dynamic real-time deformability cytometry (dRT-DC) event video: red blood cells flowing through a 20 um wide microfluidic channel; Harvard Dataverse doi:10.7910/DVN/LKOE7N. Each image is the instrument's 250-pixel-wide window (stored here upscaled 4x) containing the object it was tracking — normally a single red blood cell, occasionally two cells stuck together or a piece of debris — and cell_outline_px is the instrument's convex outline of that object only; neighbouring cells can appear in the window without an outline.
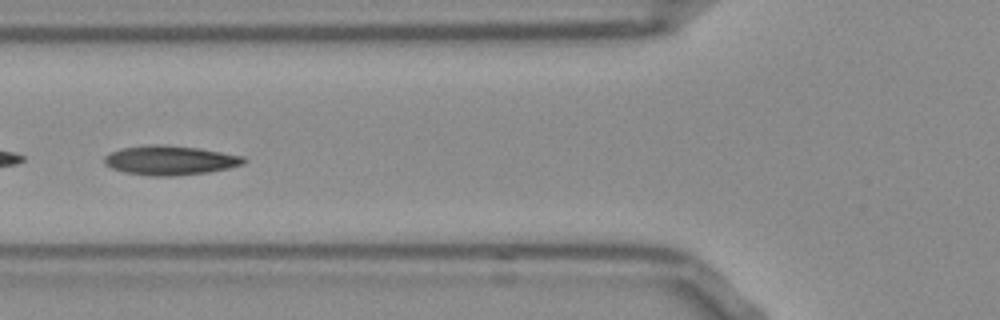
{"species": "Egyptian fruit bat (a non-hibernating species)", "species_latin": "Rousettus aegyptiacus", "temperature_condition": "room temperature", "stored_images_in_passage": 39, "camera_frame_rate_fps": 3000, "um_per_image_px": 0.085, "frame": {"image": 1, "passage_image": 6, "time_ms": 1.667, "image_size_px": [1000, 320], "cell_outline_px": [[248, 160], [244, 164], [228, 168], [208, 172], [172, 176], [148, 176], [124, 172], [112, 168], [104, 164], [104, 156], [120, 148], [148, 144], [156, 144], [200, 148], [244, 156]], "centroid_in_image_um": [14.46, 13.62], "position_along_channel_um": 111.3, "area_um2": 23.99}}
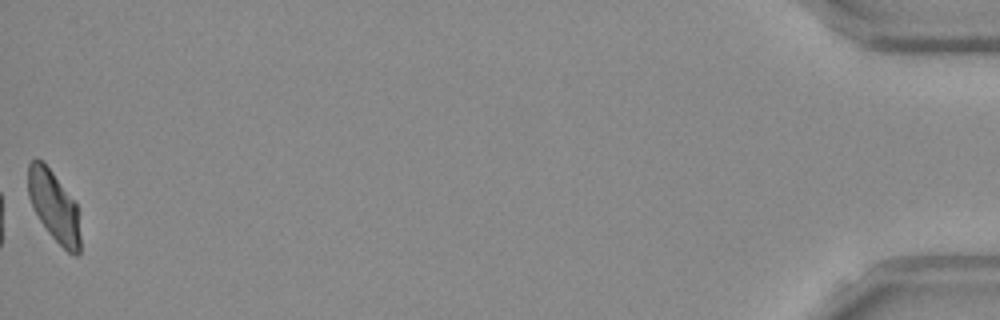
{"frame": {"image": 2, "passage_image": 39, "time_ms": 12.667, "image_size_px": [1000, 320], "cell_outline_px": [[80, 252], [76, 256], [68, 252], [48, 232], [40, 220], [28, 196], [28, 164], [36, 156], [44, 160], [76, 204], [80, 236]], "centroid_in_image_um": [4.57, 17.48], "position_along_channel_um": 430.6, "area_um2": 21.27}, "authors_computed_cell_mechanics": {"area_um2": 22.6576, "velocity_mm_per_s": 3.8453, "shape_relaxation_time_tau1_ms": 8.3228, "shape_relaxation_time_tau2_ms": 2.0565, "deformation_change_tau1": 0.2088, "deformation_change_tau2": 0.0755}}